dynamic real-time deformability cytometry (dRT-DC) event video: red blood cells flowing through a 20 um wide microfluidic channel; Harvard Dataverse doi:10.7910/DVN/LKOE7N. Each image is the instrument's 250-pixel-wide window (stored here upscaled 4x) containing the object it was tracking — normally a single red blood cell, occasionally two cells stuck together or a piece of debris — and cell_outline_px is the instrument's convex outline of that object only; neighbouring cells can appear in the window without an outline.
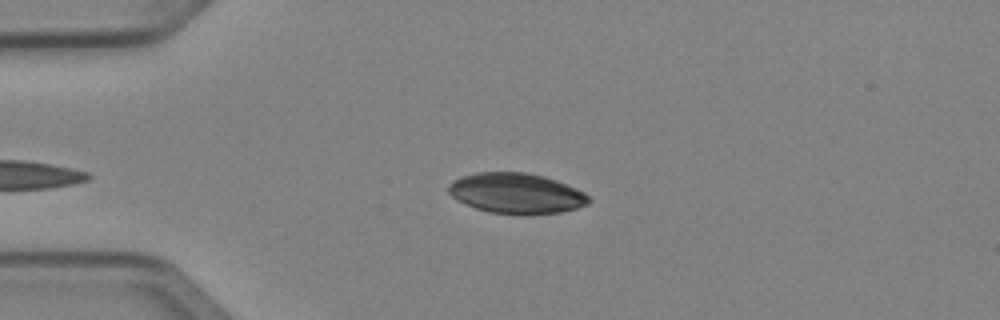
{"species": "Egyptian fruit bat (a non-hibernating species)", "species_latin": "Rousettus aegyptiacus", "temperature_condition": "cold", "stored_images_in_passage": 37, "camera_frame_rate_fps": 3000, "um_per_image_px": 0.085, "animal": {"sex": "female"}, "frame": {"image": 1, "passage_image": 3, "time_ms": 0.667, "image_size_px": [1000, 320], "cell_outline_px": [[592, 200], [588, 204], [576, 208], [560, 212], [532, 216], [520, 216], [488, 212], [476, 208], [456, 200], [448, 192], [448, 188], [452, 180], [460, 176], [476, 172], [524, 172], [544, 176], [556, 180], [576, 188], [584, 192]], "centroid_in_image_um": [43.88, 16.45], "position_along_channel_um": 41.1, "area_um2": 33.64}}
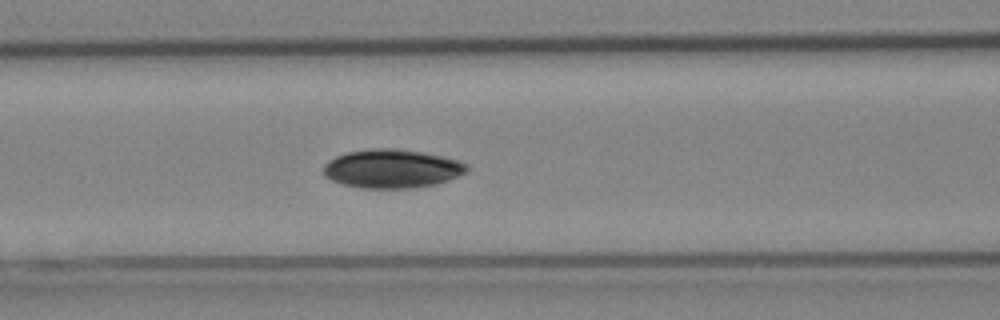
{"frame": {"image": 2, "passage_image": 12, "time_ms": 3.667, "image_size_px": [1000, 320], "cell_outline_px": [[468, 172], [448, 180], [436, 184], [412, 188], [360, 188], [344, 184], [332, 180], [324, 176], [324, 164], [336, 156], [348, 152], [376, 148], [388, 148], [420, 152], [440, 156], [456, 160], [468, 164]], "centroid_in_image_um": [33.32, 14.35], "position_along_channel_um": 133.3, "area_um2": 32.02}}
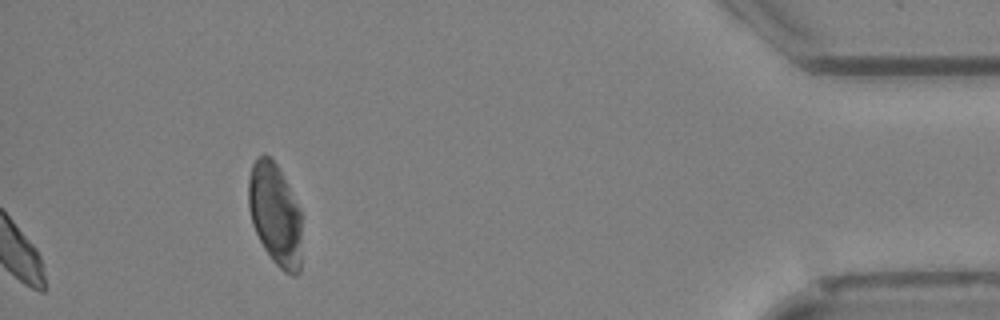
{"frame": {"image": 3, "passage_image": 37, "time_ms": 12.0, "image_size_px": [1000, 320], "cell_outline_px": [[300, 272], [296, 276], [292, 276], [284, 272], [272, 260], [264, 248], [252, 224], [248, 208], [248, 180], [252, 164], [256, 156], [264, 152], [276, 164], [300, 208]], "centroid_in_image_um": [23.36, 18.21], "position_along_channel_um": 411.8, "area_um2": 31.73}}